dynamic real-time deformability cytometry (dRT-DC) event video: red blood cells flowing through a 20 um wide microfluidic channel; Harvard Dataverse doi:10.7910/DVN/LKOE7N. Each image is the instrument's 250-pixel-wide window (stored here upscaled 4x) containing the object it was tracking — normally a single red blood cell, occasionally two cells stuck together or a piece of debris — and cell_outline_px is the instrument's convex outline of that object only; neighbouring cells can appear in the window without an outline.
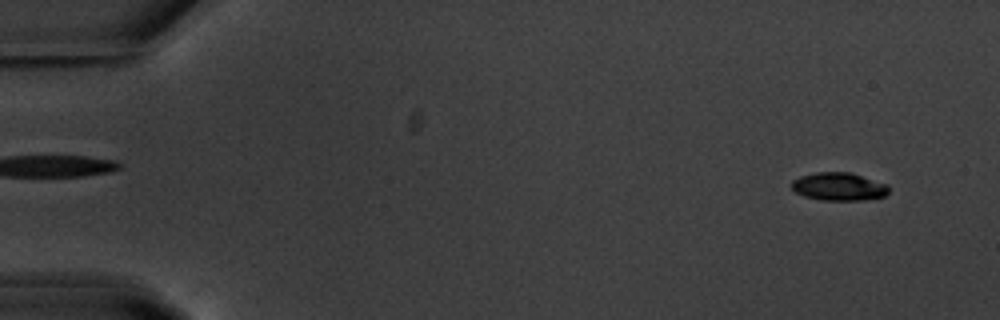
{"species": "common noctule bat (a hibernating species)", "species_latin": "Nyctalus noctula", "temperature_condition": "warm", "stored_images_in_passage": 53, "camera_frame_rate_fps": 3000, "um_per_image_px": 0.085, "animal": {"sex": "male", "body_mass_g": 20.1, "forearm_length_mm": 53.5}, "frame": {"image": 1, "passage_image": 2, "time_ms": 0.333, "image_size_px": [1000, 320], "cell_outline_px": [[888, 192], [884, 196], [864, 200], [824, 200], [804, 196], [796, 192], [792, 188], [792, 180], [800, 176], [816, 172], [848, 172], [888, 184]], "centroid_in_image_um": [71.29, 15.86], "position_along_channel_um": 13.7, "area_um2": 15.72}}
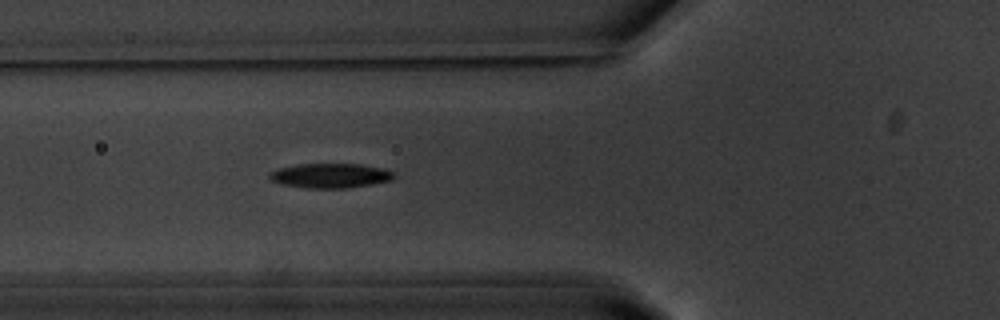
{"frame": {"image": 2, "passage_image": 19, "time_ms": 6.0, "image_size_px": [1000, 320], "cell_outline_px": [[396, 176], [392, 180], [372, 184], [348, 188], [308, 188], [280, 184], [272, 180], [268, 176], [268, 172], [276, 168], [296, 164], [360, 164], [384, 168], [392, 172]], "centroid_in_image_um": [28.05, 14.92], "position_along_channel_um": 97.8, "area_um2": 18.03}}
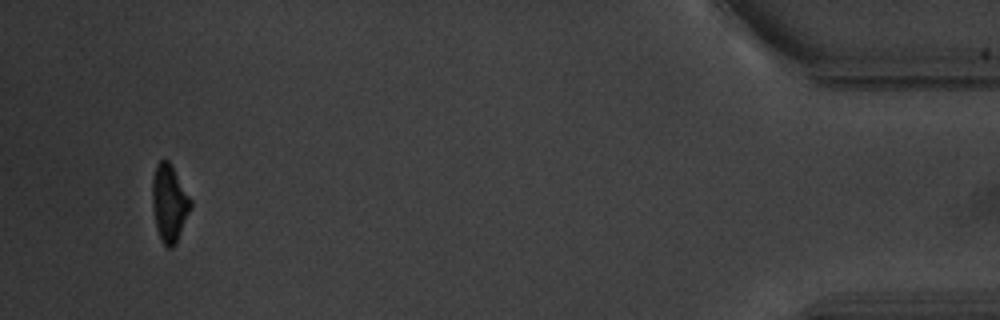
{"frame": {"image": 3, "passage_image": 51, "time_ms": 16.667, "image_size_px": [1000, 320], "cell_outline_px": [[192, 204], [176, 244], [172, 248], [168, 248], [160, 240], [156, 228], [152, 208], [152, 180], [156, 164], [160, 160], [168, 160], [192, 200]], "centroid_in_image_um": [14.37, 17.29], "position_along_channel_um": 420.8, "area_um2": 17.22}, "authors_computed_cell_mechanics": {"area_um2": 17.4556, "velocity_mm_per_s": 3.7013, "shape_relaxation_time_tau1_ms": 1.8241, "shape_relaxation_time_tau2_ms": null, "deformation_change_tau1": 0.1723, "deformation_change_tau2": null}}